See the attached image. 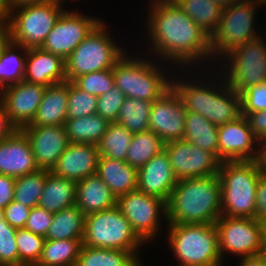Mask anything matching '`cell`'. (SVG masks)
I'll use <instances>...</instances> for the list:
<instances>
[{
  "instance_id": "cell-59",
  "label": "cell",
  "mask_w": 266,
  "mask_h": 266,
  "mask_svg": "<svg viewBox=\"0 0 266 266\" xmlns=\"http://www.w3.org/2000/svg\"><path fill=\"white\" fill-rule=\"evenodd\" d=\"M257 4H259L261 7L266 6V0H254Z\"/></svg>"
},
{
  "instance_id": "cell-58",
  "label": "cell",
  "mask_w": 266,
  "mask_h": 266,
  "mask_svg": "<svg viewBox=\"0 0 266 266\" xmlns=\"http://www.w3.org/2000/svg\"><path fill=\"white\" fill-rule=\"evenodd\" d=\"M260 152H266V137L260 141Z\"/></svg>"
},
{
  "instance_id": "cell-54",
  "label": "cell",
  "mask_w": 266,
  "mask_h": 266,
  "mask_svg": "<svg viewBox=\"0 0 266 266\" xmlns=\"http://www.w3.org/2000/svg\"><path fill=\"white\" fill-rule=\"evenodd\" d=\"M258 163L260 165L261 173L266 176V152H259Z\"/></svg>"
},
{
  "instance_id": "cell-42",
  "label": "cell",
  "mask_w": 266,
  "mask_h": 266,
  "mask_svg": "<svg viewBox=\"0 0 266 266\" xmlns=\"http://www.w3.org/2000/svg\"><path fill=\"white\" fill-rule=\"evenodd\" d=\"M16 228L4 219L0 224V266H19V255L15 243Z\"/></svg>"
},
{
  "instance_id": "cell-47",
  "label": "cell",
  "mask_w": 266,
  "mask_h": 266,
  "mask_svg": "<svg viewBox=\"0 0 266 266\" xmlns=\"http://www.w3.org/2000/svg\"><path fill=\"white\" fill-rule=\"evenodd\" d=\"M246 119L254 136L262 141L266 137V109L247 114Z\"/></svg>"
},
{
  "instance_id": "cell-18",
  "label": "cell",
  "mask_w": 266,
  "mask_h": 266,
  "mask_svg": "<svg viewBox=\"0 0 266 266\" xmlns=\"http://www.w3.org/2000/svg\"><path fill=\"white\" fill-rule=\"evenodd\" d=\"M46 88V86L23 80L0 91V103L4 107L9 122L16 129L31 123Z\"/></svg>"
},
{
  "instance_id": "cell-35",
  "label": "cell",
  "mask_w": 266,
  "mask_h": 266,
  "mask_svg": "<svg viewBox=\"0 0 266 266\" xmlns=\"http://www.w3.org/2000/svg\"><path fill=\"white\" fill-rule=\"evenodd\" d=\"M164 144L163 140L150 129L135 133L127 151L126 162L130 166L139 169L152 157L164 150Z\"/></svg>"
},
{
  "instance_id": "cell-51",
  "label": "cell",
  "mask_w": 266,
  "mask_h": 266,
  "mask_svg": "<svg viewBox=\"0 0 266 266\" xmlns=\"http://www.w3.org/2000/svg\"><path fill=\"white\" fill-rule=\"evenodd\" d=\"M238 266H266V254L263 253L258 256L253 257H243L239 258Z\"/></svg>"
},
{
  "instance_id": "cell-60",
  "label": "cell",
  "mask_w": 266,
  "mask_h": 266,
  "mask_svg": "<svg viewBox=\"0 0 266 266\" xmlns=\"http://www.w3.org/2000/svg\"><path fill=\"white\" fill-rule=\"evenodd\" d=\"M4 219V211L2 208H0V224H1V220Z\"/></svg>"
},
{
  "instance_id": "cell-22",
  "label": "cell",
  "mask_w": 266,
  "mask_h": 266,
  "mask_svg": "<svg viewBox=\"0 0 266 266\" xmlns=\"http://www.w3.org/2000/svg\"><path fill=\"white\" fill-rule=\"evenodd\" d=\"M178 180L165 150L138 169V190L167 202Z\"/></svg>"
},
{
  "instance_id": "cell-26",
  "label": "cell",
  "mask_w": 266,
  "mask_h": 266,
  "mask_svg": "<svg viewBox=\"0 0 266 266\" xmlns=\"http://www.w3.org/2000/svg\"><path fill=\"white\" fill-rule=\"evenodd\" d=\"M96 174L109 187L116 199L138 188V169L126 161L100 156Z\"/></svg>"
},
{
  "instance_id": "cell-40",
  "label": "cell",
  "mask_w": 266,
  "mask_h": 266,
  "mask_svg": "<svg viewBox=\"0 0 266 266\" xmlns=\"http://www.w3.org/2000/svg\"><path fill=\"white\" fill-rule=\"evenodd\" d=\"M98 97L79 89L69 81L67 118H79L96 113Z\"/></svg>"
},
{
  "instance_id": "cell-48",
  "label": "cell",
  "mask_w": 266,
  "mask_h": 266,
  "mask_svg": "<svg viewBox=\"0 0 266 266\" xmlns=\"http://www.w3.org/2000/svg\"><path fill=\"white\" fill-rule=\"evenodd\" d=\"M256 219L266 225V176L260 175L256 188Z\"/></svg>"
},
{
  "instance_id": "cell-5",
  "label": "cell",
  "mask_w": 266,
  "mask_h": 266,
  "mask_svg": "<svg viewBox=\"0 0 266 266\" xmlns=\"http://www.w3.org/2000/svg\"><path fill=\"white\" fill-rule=\"evenodd\" d=\"M165 226L167 237L164 238L177 265L225 266L219 251L216 223Z\"/></svg>"
},
{
  "instance_id": "cell-43",
  "label": "cell",
  "mask_w": 266,
  "mask_h": 266,
  "mask_svg": "<svg viewBox=\"0 0 266 266\" xmlns=\"http://www.w3.org/2000/svg\"><path fill=\"white\" fill-rule=\"evenodd\" d=\"M125 95L113 86L108 92L98 96L96 113L109 123H116Z\"/></svg>"
},
{
  "instance_id": "cell-28",
  "label": "cell",
  "mask_w": 266,
  "mask_h": 266,
  "mask_svg": "<svg viewBox=\"0 0 266 266\" xmlns=\"http://www.w3.org/2000/svg\"><path fill=\"white\" fill-rule=\"evenodd\" d=\"M85 214L76 206L53 213L45 240L78 239L83 241Z\"/></svg>"
},
{
  "instance_id": "cell-17",
  "label": "cell",
  "mask_w": 266,
  "mask_h": 266,
  "mask_svg": "<svg viewBox=\"0 0 266 266\" xmlns=\"http://www.w3.org/2000/svg\"><path fill=\"white\" fill-rule=\"evenodd\" d=\"M186 108L181 98L170 87L152 103L149 116V129L164 143L183 140Z\"/></svg>"
},
{
  "instance_id": "cell-13",
  "label": "cell",
  "mask_w": 266,
  "mask_h": 266,
  "mask_svg": "<svg viewBox=\"0 0 266 266\" xmlns=\"http://www.w3.org/2000/svg\"><path fill=\"white\" fill-rule=\"evenodd\" d=\"M116 206L146 244L156 241V237L159 241L158 235L166 231L162 228L164 223L167 224L164 200L137 189L118 197Z\"/></svg>"
},
{
  "instance_id": "cell-8",
  "label": "cell",
  "mask_w": 266,
  "mask_h": 266,
  "mask_svg": "<svg viewBox=\"0 0 266 266\" xmlns=\"http://www.w3.org/2000/svg\"><path fill=\"white\" fill-rule=\"evenodd\" d=\"M82 245L130 252L141 264L142 250L147 244L132 229L130 222L115 206L85 215ZM141 253V254H140ZM140 257V258H139Z\"/></svg>"
},
{
  "instance_id": "cell-3",
  "label": "cell",
  "mask_w": 266,
  "mask_h": 266,
  "mask_svg": "<svg viewBox=\"0 0 266 266\" xmlns=\"http://www.w3.org/2000/svg\"><path fill=\"white\" fill-rule=\"evenodd\" d=\"M219 175L179 180L166 202L167 225L213 224L222 216Z\"/></svg>"
},
{
  "instance_id": "cell-50",
  "label": "cell",
  "mask_w": 266,
  "mask_h": 266,
  "mask_svg": "<svg viewBox=\"0 0 266 266\" xmlns=\"http://www.w3.org/2000/svg\"><path fill=\"white\" fill-rule=\"evenodd\" d=\"M16 128L9 122L3 105L0 103V141L9 137Z\"/></svg>"
},
{
  "instance_id": "cell-14",
  "label": "cell",
  "mask_w": 266,
  "mask_h": 266,
  "mask_svg": "<svg viewBox=\"0 0 266 266\" xmlns=\"http://www.w3.org/2000/svg\"><path fill=\"white\" fill-rule=\"evenodd\" d=\"M72 10L71 8L69 10L66 9L61 14L40 47L47 52L60 56L64 60L101 21L99 17L83 14L76 8Z\"/></svg>"
},
{
  "instance_id": "cell-53",
  "label": "cell",
  "mask_w": 266,
  "mask_h": 266,
  "mask_svg": "<svg viewBox=\"0 0 266 266\" xmlns=\"http://www.w3.org/2000/svg\"><path fill=\"white\" fill-rule=\"evenodd\" d=\"M47 1L49 0H5L7 11H9L10 9H14L16 7L44 3Z\"/></svg>"
},
{
  "instance_id": "cell-46",
  "label": "cell",
  "mask_w": 266,
  "mask_h": 266,
  "mask_svg": "<svg viewBox=\"0 0 266 266\" xmlns=\"http://www.w3.org/2000/svg\"><path fill=\"white\" fill-rule=\"evenodd\" d=\"M3 211L4 220L13 228L21 229L26 224L31 208L13 200Z\"/></svg>"
},
{
  "instance_id": "cell-2",
  "label": "cell",
  "mask_w": 266,
  "mask_h": 266,
  "mask_svg": "<svg viewBox=\"0 0 266 266\" xmlns=\"http://www.w3.org/2000/svg\"><path fill=\"white\" fill-rule=\"evenodd\" d=\"M175 71L176 69L172 75L171 87L188 112L199 113L216 126L241 116L240 94L226 84L215 68Z\"/></svg>"
},
{
  "instance_id": "cell-24",
  "label": "cell",
  "mask_w": 266,
  "mask_h": 266,
  "mask_svg": "<svg viewBox=\"0 0 266 266\" xmlns=\"http://www.w3.org/2000/svg\"><path fill=\"white\" fill-rule=\"evenodd\" d=\"M69 81L48 86L35 117L24 127L60 126L67 119Z\"/></svg>"
},
{
  "instance_id": "cell-56",
  "label": "cell",
  "mask_w": 266,
  "mask_h": 266,
  "mask_svg": "<svg viewBox=\"0 0 266 266\" xmlns=\"http://www.w3.org/2000/svg\"><path fill=\"white\" fill-rule=\"evenodd\" d=\"M212 1H214L216 4H218L221 8L224 9L234 4L238 0H212Z\"/></svg>"
},
{
  "instance_id": "cell-7",
  "label": "cell",
  "mask_w": 266,
  "mask_h": 266,
  "mask_svg": "<svg viewBox=\"0 0 266 266\" xmlns=\"http://www.w3.org/2000/svg\"><path fill=\"white\" fill-rule=\"evenodd\" d=\"M259 8L254 0H238L222 9L219 25L210 36V68L240 45L263 35L255 21Z\"/></svg>"
},
{
  "instance_id": "cell-25",
  "label": "cell",
  "mask_w": 266,
  "mask_h": 266,
  "mask_svg": "<svg viewBox=\"0 0 266 266\" xmlns=\"http://www.w3.org/2000/svg\"><path fill=\"white\" fill-rule=\"evenodd\" d=\"M76 191L75 205L85 215L116 206V197L96 173L76 182Z\"/></svg>"
},
{
  "instance_id": "cell-37",
  "label": "cell",
  "mask_w": 266,
  "mask_h": 266,
  "mask_svg": "<svg viewBox=\"0 0 266 266\" xmlns=\"http://www.w3.org/2000/svg\"><path fill=\"white\" fill-rule=\"evenodd\" d=\"M133 133L118 123H110L98 144L99 155L102 157L126 161L127 151Z\"/></svg>"
},
{
  "instance_id": "cell-10",
  "label": "cell",
  "mask_w": 266,
  "mask_h": 266,
  "mask_svg": "<svg viewBox=\"0 0 266 266\" xmlns=\"http://www.w3.org/2000/svg\"><path fill=\"white\" fill-rule=\"evenodd\" d=\"M263 31L261 37L240 45L214 67L238 94L266 82V32Z\"/></svg>"
},
{
  "instance_id": "cell-61",
  "label": "cell",
  "mask_w": 266,
  "mask_h": 266,
  "mask_svg": "<svg viewBox=\"0 0 266 266\" xmlns=\"http://www.w3.org/2000/svg\"><path fill=\"white\" fill-rule=\"evenodd\" d=\"M265 254H266V225H265Z\"/></svg>"
},
{
  "instance_id": "cell-27",
  "label": "cell",
  "mask_w": 266,
  "mask_h": 266,
  "mask_svg": "<svg viewBox=\"0 0 266 266\" xmlns=\"http://www.w3.org/2000/svg\"><path fill=\"white\" fill-rule=\"evenodd\" d=\"M76 193L75 181L48 172L38 206L52 213L59 212L76 204Z\"/></svg>"
},
{
  "instance_id": "cell-39",
  "label": "cell",
  "mask_w": 266,
  "mask_h": 266,
  "mask_svg": "<svg viewBox=\"0 0 266 266\" xmlns=\"http://www.w3.org/2000/svg\"><path fill=\"white\" fill-rule=\"evenodd\" d=\"M15 238L19 255V266H34L38 264L45 238L24 228L16 230Z\"/></svg>"
},
{
  "instance_id": "cell-19",
  "label": "cell",
  "mask_w": 266,
  "mask_h": 266,
  "mask_svg": "<svg viewBox=\"0 0 266 266\" xmlns=\"http://www.w3.org/2000/svg\"><path fill=\"white\" fill-rule=\"evenodd\" d=\"M20 130L30 142L38 169L51 172L70 144L64 125L22 127Z\"/></svg>"
},
{
  "instance_id": "cell-36",
  "label": "cell",
  "mask_w": 266,
  "mask_h": 266,
  "mask_svg": "<svg viewBox=\"0 0 266 266\" xmlns=\"http://www.w3.org/2000/svg\"><path fill=\"white\" fill-rule=\"evenodd\" d=\"M152 103L137 98L125 97L116 123L124 126L133 134L149 130Z\"/></svg>"
},
{
  "instance_id": "cell-6",
  "label": "cell",
  "mask_w": 266,
  "mask_h": 266,
  "mask_svg": "<svg viewBox=\"0 0 266 266\" xmlns=\"http://www.w3.org/2000/svg\"><path fill=\"white\" fill-rule=\"evenodd\" d=\"M258 161H224L218 172L222 216L256 218Z\"/></svg>"
},
{
  "instance_id": "cell-52",
  "label": "cell",
  "mask_w": 266,
  "mask_h": 266,
  "mask_svg": "<svg viewBox=\"0 0 266 266\" xmlns=\"http://www.w3.org/2000/svg\"><path fill=\"white\" fill-rule=\"evenodd\" d=\"M10 40L11 37L8 20H0V54L2 53L3 48L9 43Z\"/></svg>"
},
{
  "instance_id": "cell-34",
  "label": "cell",
  "mask_w": 266,
  "mask_h": 266,
  "mask_svg": "<svg viewBox=\"0 0 266 266\" xmlns=\"http://www.w3.org/2000/svg\"><path fill=\"white\" fill-rule=\"evenodd\" d=\"M82 242L78 239L45 240L38 264L44 266H75Z\"/></svg>"
},
{
  "instance_id": "cell-33",
  "label": "cell",
  "mask_w": 266,
  "mask_h": 266,
  "mask_svg": "<svg viewBox=\"0 0 266 266\" xmlns=\"http://www.w3.org/2000/svg\"><path fill=\"white\" fill-rule=\"evenodd\" d=\"M210 37L219 25L222 9L212 0H173Z\"/></svg>"
},
{
  "instance_id": "cell-45",
  "label": "cell",
  "mask_w": 266,
  "mask_h": 266,
  "mask_svg": "<svg viewBox=\"0 0 266 266\" xmlns=\"http://www.w3.org/2000/svg\"><path fill=\"white\" fill-rule=\"evenodd\" d=\"M53 213L39 206L33 207L26 221L24 229L45 238L52 223Z\"/></svg>"
},
{
  "instance_id": "cell-23",
  "label": "cell",
  "mask_w": 266,
  "mask_h": 266,
  "mask_svg": "<svg viewBox=\"0 0 266 266\" xmlns=\"http://www.w3.org/2000/svg\"><path fill=\"white\" fill-rule=\"evenodd\" d=\"M24 80L43 86H52L67 81L65 60L42 48H29L25 62Z\"/></svg>"
},
{
  "instance_id": "cell-32",
  "label": "cell",
  "mask_w": 266,
  "mask_h": 266,
  "mask_svg": "<svg viewBox=\"0 0 266 266\" xmlns=\"http://www.w3.org/2000/svg\"><path fill=\"white\" fill-rule=\"evenodd\" d=\"M75 266H145L130 252L81 246Z\"/></svg>"
},
{
  "instance_id": "cell-41",
  "label": "cell",
  "mask_w": 266,
  "mask_h": 266,
  "mask_svg": "<svg viewBox=\"0 0 266 266\" xmlns=\"http://www.w3.org/2000/svg\"><path fill=\"white\" fill-rule=\"evenodd\" d=\"M72 82L79 89L98 97L108 92L115 85L113 68L81 75Z\"/></svg>"
},
{
  "instance_id": "cell-57",
  "label": "cell",
  "mask_w": 266,
  "mask_h": 266,
  "mask_svg": "<svg viewBox=\"0 0 266 266\" xmlns=\"http://www.w3.org/2000/svg\"><path fill=\"white\" fill-rule=\"evenodd\" d=\"M49 1L57 3V4L61 5V6H64L63 4H65V3L67 4L68 1L74 2L75 0H49ZM65 1H67V2H65ZM77 2H78V0H76L75 4H77Z\"/></svg>"
},
{
  "instance_id": "cell-15",
  "label": "cell",
  "mask_w": 266,
  "mask_h": 266,
  "mask_svg": "<svg viewBox=\"0 0 266 266\" xmlns=\"http://www.w3.org/2000/svg\"><path fill=\"white\" fill-rule=\"evenodd\" d=\"M177 180L203 178L218 174L222 161L212 152L177 140L164 144Z\"/></svg>"
},
{
  "instance_id": "cell-1",
  "label": "cell",
  "mask_w": 266,
  "mask_h": 266,
  "mask_svg": "<svg viewBox=\"0 0 266 266\" xmlns=\"http://www.w3.org/2000/svg\"><path fill=\"white\" fill-rule=\"evenodd\" d=\"M149 1L141 52L175 69L210 68V37L173 0Z\"/></svg>"
},
{
  "instance_id": "cell-20",
  "label": "cell",
  "mask_w": 266,
  "mask_h": 266,
  "mask_svg": "<svg viewBox=\"0 0 266 266\" xmlns=\"http://www.w3.org/2000/svg\"><path fill=\"white\" fill-rule=\"evenodd\" d=\"M38 170L30 142L20 129L0 141V174L18 178Z\"/></svg>"
},
{
  "instance_id": "cell-12",
  "label": "cell",
  "mask_w": 266,
  "mask_h": 266,
  "mask_svg": "<svg viewBox=\"0 0 266 266\" xmlns=\"http://www.w3.org/2000/svg\"><path fill=\"white\" fill-rule=\"evenodd\" d=\"M221 259L265 253V225L256 218L221 216L216 221Z\"/></svg>"
},
{
  "instance_id": "cell-4",
  "label": "cell",
  "mask_w": 266,
  "mask_h": 266,
  "mask_svg": "<svg viewBox=\"0 0 266 266\" xmlns=\"http://www.w3.org/2000/svg\"><path fill=\"white\" fill-rule=\"evenodd\" d=\"M134 51V54L127 51L115 64V86L125 97L153 102L171 87L175 68L146 53Z\"/></svg>"
},
{
  "instance_id": "cell-49",
  "label": "cell",
  "mask_w": 266,
  "mask_h": 266,
  "mask_svg": "<svg viewBox=\"0 0 266 266\" xmlns=\"http://www.w3.org/2000/svg\"><path fill=\"white\" fill-rule=\"evenodd\" d=\"M16 178L0 174V208L4 209L14 200Z\"/></svg>"
},
{
  "instance_id": "cell-30",
  "label": "cell",
  "mask_w": 266,
  "mask_h": 266,
  "mask_svg": "<svg viewBox=\"0 0 266 266\" xmlns=\"http://www.w3.org/2000/svg\"><path fill=\"white\" fill-rule=\"evenodd\" d=\"M109 124L108 121L95 113L79 118H67L64 127L70 143L98 145Z\"/></svg>"
},
{
  "instance_id": "cell-21",
  "label": "cell",
  "mask_w": 266,
  "mask_h": 266,
  "mask_svg": "<svg viewBox=\"0 0 266 266\" xmlns=\"http://www.w3.org/2000/svg\"><path fill=\"white\" fill-rule=\"evenodd\" d=\"M99 157L98 145L70 143L51 172L59 177L79 182L96 173Z\"/></svg>"
},
{
  "instance_id": "cell-16",
  "label": "cell",
  "mask_w": 266,
  "mask_h": 266,
  "mask_svg": "<svg viewBox=\"0 0 266 266\" xmlns=\"http://www.w3.org/2000/svg\"><path fill=\"white\" fill-rule=\"evenodd\" d=\"M260 141L245 116L218 126V158L224 161H258Z\"/></svg>"
},
{
  "instance_id": "cell-38",
  "label": "cell",
  "mask_w": 266,
  "mask_h": 266,
  "mask_svg": "<svg viewBox=\"0 0 266 266\" xmlns=\"http://www.w3.org/2000/svg\"><path fill=\"white\" fill-rule=\"evenodd\" d=\"M48 172L46 170H38L34 173L16 178L14 184V201L31 209L37 207Z\"/></svg>"
},
{
  "instance_id": "cell-44",
  "label": "cell",
  "mask_w": 266,
  "mask_h": 266,
  "mask_svg": "<svg viewBox=\"0 0 266 266\" xmlns=\"http://www.w3.org/2000/svg\"><path fill=\"white\" fill-rule=\"evenodd\" d=\"M241 115L266 109V82L251 86L240 93Z\"/></svg>"
},
{
  "instance_id": "cell-31",
  "label": "cell",
  "mask_w": 266,
  "mask_h": 266,
  "mask_svg": "<svg viewBox=\"0 0 266 266\" xmlns=\"http://www.w3.org/2000/svg\"><path fill=\"white\" fill-rule=\"evenodd\" d=\"M28 49L11 40L0 54V91L24 80Z\"/></svg>"
},
{
  "instance_id": "cell-55",
  "label": "cell",
  "mask_w": 266,
  "mask_h": 266,
  "mask_svg": "<svg viewBox=\"0 0 266 266\" xmlns=\"http://www.w3.org/2000/svg\"><path fill=\"white\" fill-rule=\"evenodd\" d=\"M8 11L6 9V2L5 0H0V20L7 19Z\"/></svg>"
},
{
  "instance_id": "cell-9",
  "label": "cell",
  "mask_w": 266,
  "mask_h": 266,
  "mask_svg": "<svg viewBox=\"0 0 266 266\" xmlns=\"http://www.w3.org/2000/svg\"><path fill=\"white\" fill-rule=\"evenodd\" d=\"M110 25L101 20L65 60L67 81L92 72L114 68L128 51L109 32Z\"/></svg>"
},
{
  "instance_id": "cell-29",
  "label": "cell",
  "mask_w": 266,
  "mask_h": 266,
  "mask_svg": "<svg viewBox=\"0 0 266 266\" xmlns=\"http://www.w3.org/2000/svg\"><path fill=\"white\" fill-rule=\"evenodd\" d=\"M183 140L218 157V126L199 113L186 111Z\"/></svg>"
},
{
  "instance_id": "cell-11",
  "label": "cell",
  "mask_w": 266,
  "mask_h": 266,
  "mask_svg": "<svg viewBox=\"0 0 266 266\" xmlns=\"http://www.w3.org/2000/svg\"><path fill=\"white\" fill-rule=\"evenodd\" d=\"M47 1L8 11L11 41L25 48H39L61 14L69 7Z\"/></svg>"
}]
</instances>
